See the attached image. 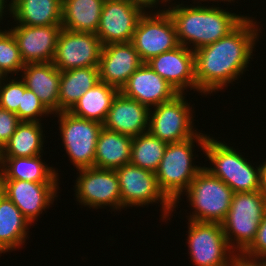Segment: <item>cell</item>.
I'll return each mask as SVG.
<instances>
[{
	"label": "cell",
	"mask_w": 266,
	"mask_h": 266,
	"mask_svg": "<svg viewBox=\"0 0 266 266\" xmlns=\"http://www.w3.org/2000/svg\"><path fill=\"white\" fill-rule=\"evenodd\" d=\"M255 19L247 16L227 36L194 51L195 81L201 96L223 91L249 71L262 33L261 22Z\"/></svg>",
	"instance_id": "cell-1"
},
{
	"label": "cell",
	"mask_w": 266,
	"mask_h": 266,
	"mask_svg": "<svg viewBox=\"0 0 266 266\" xmlns=\"http://www.w3.org/2000/svg\"><path fill=\"white\" fill-rule=\"evenodd\" d=\"M183 2V3H182ZM163 7L172 18L179 44L196 51L227 36L247 16L237 14L217 5H204L182 1ZM185 4V5H184ZM209 5V6H208Z\"/></svg>",
	"instance_id": "cell-2"
},
{
	"label": "cell",
	"mask_w": 266,
	"mask_h": 266,
	"mask_svg": "<svg viewBox=\"0 0 266 266\" xmlns=\"http://www.w3.org/2000/svg\"><path fill=\"white\" fill-rule=\"evenodd\" d=\"M209 135L199 133L185 141L167 144L158 169L155 172L159 188L174 204V211L180 202L182 194L188 189L190 183L204 168L198 166L194 160L199 157L194 153L195 144L203 152ZM196 154V155H194Z\"/></svg>",
	"instance_id": "cell-3"
},
{
	"label": "cell",
	"mask_w": 266,
	"mask_h": 266,
	"mask_svg": "<svg viewBox=\"0 0 266 266\" xmlns=\"http://www.w3.org/2000/svg\"><path fill=\"white\" fill-rule=\"evenodd\" d=\"M229 145L209 135L203 154L206 156V161L209 160L210 167L204 164V168L227 184L234 193L258 191L261 163L254 167L255 163L252 165V161Z\"/></svg>",
	"instance_id": "cell-4"
},
{
	"label": "cell",
	"mask_w": 266,
	"mask_h": 266,
	"mask_svg": "<svg viewBox=\"0 0 266 266\" xmlns=\"http://www.w3.org/2000/svg\"><path fill=\"white\" fill-rule=\"evenodd\" d=\"M265 212L266 198L259 190L234 193L227 216L221 223L234 252H244L252 244Z\"/></svg>",
	"instance_id": "cell-5"
},
{
	"label": "cell",
	"mask_w": 266,
	"mask_h": 266,
	"mask_svg": "<svg viewBox=\"0 0 266 266\" xmlns=\"http://www.w3.org/2000/svg\"><path fill=\"white\" fill-rule=\"evenodd\" d=\"M183 195H186L189 206L193 208L190 215L186 216L188 220L221 224L230 209L234 192L203 168Z\"/></svg>",
	"instance_id": "cell-6"
},
{
	"label": "cell",
	"mask_w": 266,
	"mask_h": 266,
	"mask_svg": "<svg viewBox=\"0 0 266 266\" xmlns=\"http://www.w3.org/2000/svg\"><path fill=\"white\" fill-rule=\"evenodd\" d=\"M115 172L119 180L122 210L160 203L161 220L166 222L173 216L174 204L159 188L155 173L130 163L121 166Z\"/></svg>",
	"instance_id": "cell-7"
},
{
	"label": "cell",
	"mask_w": 266,
	"mask_h": 266,
	"mask_svg": "<svg viewBox=\"0 0 266 266\" xmlns=\"http://www.w3.org/2000/svg\"><path fill=\"white\" fill-rule=\"evenodd\" d=\"M58 117L65 154L77 169L94 167L96 144L103 125L75 116L69 111L53 114Z\"/></svg>",
	"instance_id": "cell-8"
},
{
	"label": "cell",
	"mask_w": 266,
	"mask_h": 266,
	"mask_svg": "<svg viewBox=\"0 0 266 266\" xmlns=\"http://www.w3.org/2000/svg\"><path fill=\"white\" fill-rule=\"evenodd\" d=\"M186 94H179L173 100L150 109L149 133L167 144L185 141L199 133L193 123L195 108L192 104L190 106L191 102L188 103Z\"/></svg>",
	"instance_id": "cell-9"
},
{
	"label": "cell",
	"mask_w": 266,
	"mask_h": 266,
	"mask_svg": "<svg viewBox=\"0 0 266 266\" xmlns=\"http://www.w3.org/2000/svg\"><path fill=\"white\" fill-rule=\"evenodd\" d=\"M77 171L74 196L79 205L90 209L108 206L114 212L121 210V191L115 170L88 167Z\"/></svg>",
	"instance_id": "cell-10"
},
{
	"label": "cell",
	"mask_w": 266,
	"mask_h": 266,
	"mask_svg": "<svg viewBox=\"0 0 266 266\" xmlns=\"http://www.w3.org/2000/svg\"><path fill=\"white\" fill-rule=\"evenodd\" d=\"M132 43L144 63L180 45L172 18L160 7L155 12L146 11L140 17Z\"/></svg>",
	"instance_id": "cell-11"
},
{
	"label": "cell",
	"mask_w": 266,
	"mask_h": 266,
	"mask_svg": "<svg viewBox=\"0 0 266 266\" xmlns=\"http://www.w3.org/2000/svg\"><path fill=\"white\" fill-rule=\"evenodd\" d=\"M188 254L195 266H230L234 251L220 223L188 220Z\"/></svg>",
	"instance_id": "cell-12"
},
{
	"label": "cell",
	"mask_w": 266,
	"mask_h": 266,
	"mask_svg": "<svg viewBox=\"0 0 266 266\" xmlns=\"http://www.w3.org/2000/svg\"><path fill=\"white\" fill-rule=\"evenodd\" d=\"M102 47L100 39L94 33L62 28L52 63L60 71L98 66Z\"/></svg>",
	"instance_id": "cell-13"
},
{
	"label": "cell",
	"mask_w": 266,
	"mask_h": 266,
	"mask_svg": "<svg viewBox=\"0 0 266 266\" xmlns=\"http://www.w3.org/2000/svg\"><path fill=\"white\" fill-rule=\"evenodd\" d=\"M60 183H36L22 180H0L1 192L33 225L59 196Z\"/></svg>",
	"instance_id": "cell-14"
},
{
	"label": "cell",
	"mask_w": 266,
	"mask_h": 266,
	"mask_svg": "<svg viewBox=\"0 0 266 266\" xmlns=\"http://www.w3.org/2000/svg\"><path fill=\"white\" fill-rule=\"evenodd\" d=\"M145 11L128 0H105L96 35L103 46L132 42L138 20Z\"/></svg>",
	"instance_id": "cell-15"
},
{
	"label": "cell",
	"mask_w": 266,
	"mask_h": 266,
	"mask_svg": "<svg viewBox=\"0 0 266 266\" xmlns=\"http://www.w3.org/2000/svg\"><path fill=\"white\" fill-rule=\"evenodd\" d=\"M18 45L24 64L52 62L55 56L61 25L7 26Z\"/></svg>",
	"instance_id": "cell-16"
},
{
	"label": "cell",
	"mask_w": 266,
	"mask_h": 266,
	"mask_svg": "<svg viewBox=\"0 0 266 266\" xmlns=\"http://www.w3.org/2000/svg\"><path fill=\"white\" fill-rule=\"evenodd\" d=\"M143 63L132 42L105 45L98 64L99 80L121 91Z\"/></svg>",
	"instance_id": "cell-17"
},
{
	"label": "cell",
	"mask_w": 266,
	"mask_h": 266,
	"mask_svg": "<svg viewBox=\"0 0 266 266\" xmlns=\"http://www.w3.org/2000/svg\"><path fill=\"white\" fill-rule=\"evenodd\" d=\"M146 63L172 85L179 94H185L189 89L197 91L194 51L191 49L179 45L175 49L151 58Z\"/></svg>",
	"instance_id": "cell-18"
},
{
	"label": "cell",
	"mask_w": 266,
	"mask_h": 266,
	"mask_svg": "<svg viewBox=\"0 0 266 266\" xmlns=\"http://www.w3.org/2000/svg\"><path fill=\"white\" fill-rule=\"evenodd\" d=\"M125 97L137 100L150 109L173 100L179 93L156 73L147 63H143L128 79L120 91Z\"/></svg>",
	"instance_id": "cell-19"
},
{
	"label": "cell",
	"mask_w": 266,
	"mask_h": 266,
	"mask_svg": "<svg viewBox=\"0 0 266 266\" xmlns=\"http://www.w3.org/2000/svg\"><path fill=\"white\" fill-rule=\"evenodd\" d=\"M149 115V107L119 92L102 125L108 130L134 138L148 132Z\"/></svg>",
	"instance_id": "cell-20"
},
{
	"label": "cell",
	"mask_w": 266,
	"mask_h": 266,
	"mask_svg": "<svg viewBox=\"0 0 266 266\" xmlns=\"http://www.w3.org/2000/svg\"><path fill=\"white\" fill-rule=\"evenodd\" d=\"M19 78L52 113H59L60 70L52 62L25 64Z\"/></svg>",
	"instance_id": "cell-21"
},
{
	"label": "cell",
	"mask_w": 266,
	"mask_h": 266,
	"mask_svg": "<svg viewBox=\"0 0 266 266\" xmlns=\"http://www.w3.org/2000/svg\"><path fill=\"white\" fill-rule=\"evenodd\" d=\"M41 157L43 154L33 157H0V180L60 183L58 170L48 166Z\"/></svg>",
	"instance_id": "cell-22"
},
{
	"label": "cell",
	"mask_w": 266,
	"mask_h": 266,
	"mask_svg": "<svg viewBox=\"0 0 266 266\" xmlns=\"http://www.w3.org/2000/svg\"><path fill=\"white\" fill-rule=\"evenodd\" d=\"M30 222L0 190V257L21 249L29 238Z\"/></svg>",
	"instance_id": "cell-23"
},
{
	"label": "cell",
	"mask_w": 266,
	"mask_h": 266,
	"mask_svg": "<svg viewBox=\"0 0 266 266\" xmlns=\"http://www.w3.org/2000/svg\"><path fill=\"white\" fill-rule=\"evenodd\" d=\"M133 138L102 127L96 144L94 167L116 170L129 164Z\"/></svg>",
	"instance_id": "cell-24"
},
{
	"label": "cell",
	"mask_w": 266,
	"mask_h": 266,
	"mask_svg": "<svg viewBox=\"0 0 266 266\" xmlns=\"http://www.w3.org/2000/svg\"><path fill=\"white\" fill-rule=\"evenodd\" d=\"M62 0H13L14 24L27 26L61 25Z\"/></svg>",
	"instance_id": "cell-25"
},
{
	"label": "cell",
	"mask_w": 266,
	"mask_h": 266,
	"mask_svg": "<svg viewBox=\"0 0 266 266\" xmlns=\"http://www.w3.org/2000/svg\"><path fill=\"white\" fill-rule=\"evenodd\" d=\"M105 0H62V28L96 34Z\"/></svg>",
	"instance_id": "cell-26"
},
{
	"label": "cell",
	"mask_w": 266,
	"mask_h": 266,
	"mask_svg": "<svg viewBox=\"0 0 266 266\" xmlns=\"http://www.w3.org/2000/svg\"><path fill=\"white\" fill-rule=\"evenodd\" d=\"M98 82V66L60 71L59 112L69 111Z\"/></svg>",
	"instance_id": "cell-27"
},
{
	"label": "cell",
	"mask_w": 266,
	"mask_h": 266,
	"mask_svg": "<svg viewBox=\"0 0 266 266\" xmlns=\"http://www.w3.org/2000/svg\"><path fill=\"white\" fill-rule=\"evenodd\" d=\"M43 123L21 121L9 141L0 150V157H33L44 152Z\"/></svg>",
	"instance_id": "cell-28"
},
{
	"label": "cell",
	"mask_w": 266,
	"mask_h": 266,
	"mask_svg": "<svg viewBox=\"0 0 266 266\" xmlns=\"http://www.w3.org/2000/svg\"><path fill=\"white\" fill-rule=\"evenodd\" d=\"M120 91L104 82L87 90L69 110L75 116L104 123L114 98Z\"/></svg>",
	"instance_id": "cell-29"
},
{
	"label": "cell",
	"mask_w": 266,
	"mask_h": 266,
	"mask_svg": "<svg viewBox=\"0 0 266 266\" xmlns=\"http://www.w3.org/2000/svg\"><path fill=\"white\" fill-rule=\"evenodd\" d=\"M166 146V142L149 132L140 134L133 138L130 164L155 173Z\"/></svg>",
	"instance_id": "cell-30"
},
{
	"label": "cell",
	"mask_w": 266,
	"mask_h": 266,
	"mask_svg": "<svg viewBox=\"0 0 266 266\" xmlns=\"http://www.w3.org/2000/svg\"><path fill=\"white\" fill-rule=\"evenodd\" d=\"M24 66L12 32L9 29L0 31V72L2 75L4 77L18 76Z\"/></svg>",
	"instance_id": "cell-31"
},
{
	"label": "cell",
	"mask_w": 266,
	"mask_h": 266,
	"mask_svg": "<svg viewBox=\"0 0 266 266\" xmlns=\"http://www.w3.org/2000/svg\"><path fill=\"white\" fill-rule=\"evenodd\" d=\"M53 115L40 101L32 90L26 88L24 83V94L22 95L21 104L16 112L21 121L40 122L42 117Z\"/></svg>",
	"instance_id": "cell-32"
},
{
	"label": "cell",
	"mask_w": 266,
	"mask_h": 266,
	"mask_svg": "<svg viewBox=\"0 0 266 266\" xmlns=\"http://www.w3.org/2000/svg\"><path fill=\"white\" fill-rule=\"evenodd\" d=\"M23 94L24 82L22 79L15 76L4 77L0 82V108L16 113Z\"/></svg>",
	"instance_id": "cell-33"
},
{
	"label": "cell",
	"mask_w": 266,
	"mask_h": 266,
	"mask_svg": "<svg viewBox=\"0 0 266 266\" xmlns=\"http://www.w3.org/2000/svg\"><path fill=\"white\" fill-rule=\"evenodd\" d=\"M20 122L16 113L0 108V150L9 141Z\"/></svg>",
	"instance_id": "cell-34"
},
{
	"label": "cell",
	"mask_w": 266,
	"mask_h": 266,
	"mask_svg": "<svg viewBox=\"0 0 266 266\" xmlns=\"http://www.w3.org/2000/svg\"><path fill=\"white\" fill-rule=\"evenodd\" d=\"M244 253L257 258L266 257V212L263 220L260 222L254 241Z\"/></svg>",
	"instance_id": "cell-35"
},
{
	"label": "cell",
	"mask_w": 266,
	"mask_h": 266,
	"mask_svg": "<svg viewBox=\"0 0 266 266\" xmlns=\"http://www.w3.org/2000/svg\"><path fill=\"white\" fill-rule=\"evenodd\" d=\"M230 266H266L263 258L252 257L244 252H234Z\"/></svg>",
	"instance_id": "cell-36"
},
{
	"label": "cell",
	"mask_w": 266,
	"mask_h": 266,
	"mask_svg": "<svg viewBox=\"0 0 266 266\" xmlns=\"http://www.w3.org/2000/svg\"><path fill=\"white\" fill-rule=\"evenodd\" d=\"M129 2L140 6L145 12L147 11H156L158 5H163L162 0H128ZM151 8V9H150Z\"/></svg>",
	"instance_id": "cell-37"
},
{
	"label": "cell",
	"mask_w": 266,
	"mask_h": 266,
	"mask_svg": "<svg viewBox=\"0 0 266 266\" xmlns=\"http://www.w3.org/2000/svg\"><path fill=\"white\" fill-rule=\"evenodd\" d=\"M6 3H8V4H6ZM6 12H8L10 15L8 17H12V1L11 0L10 1L9 0H0V25H1V21L4 18L3 16H6V14H8ZM0 31H2L1 28H0Z\"/></svg>",
	"instance_id": "cell-38"
},
{
	"label": "cell",
	"mask_w": 266,
	"mask_h": 266,
	"mask_svg": "<svg viewBox=\"0 0 266 266\" xmlns=\"http://www.w3.org/2000/svg\"><path fill=\"white\" fill-rule=\"evenodd\" d=\"M259 192L266 198V159L261 163Z\"/></svg>",
	"instance_id": "cell-39"
},
{
	"label": "cell",
	"mask_w": 266,
	"mask_h": 266,
	"mask_svg": "<svg viewBox=\"0 0 266 266\" xmlns=\"http://www.w3.org/2000/svg\"><path fill=\"white\" fill-rule=\"evenodd\" d=\"M195 3H203V2H208L209 4H210V2L211 1H213V3H215V2H218L219 3V1H220V3L221 2H223V3H225V2H233V4H234V2H235V0H193ZM203 1V2H202ZM210 1V2H209ZM238 1V0H237Z\"/></svg>",
	"instance_id": "cell-40"
},
{
	"label": "cell",
	"mask_w": 266,
	"mask_h": 266,
	"mask_svg": "<svg viewBox=\"0 0 266 266\" xmlns=\"http://www.w3.org/2000/svg\"><path fill=\"white\" fill-rule=\"evenodd\" d=\"M173 1L176 2L175 0H162V2L164 3L165 7H167L166 5L168 4H173ZM171 2V3H170Z\"/></svg>",
	"instance_id": "cell-41"
},
{
	"label": "cell",
	"mask_w": 266,
	"mask_h": 266,
	"mask_svg": "<svg viewBox=\"0 0 266 266\" xmlns=\"http://www.w3.org/2000/svg\"><path fill=\"white\" fill-rule=\"evenodd\" d=\"M4 79V76L2 75V73L0 72V82Z\"/></svg>",
	"instance_id": "cell-42"
}]
</instances>
